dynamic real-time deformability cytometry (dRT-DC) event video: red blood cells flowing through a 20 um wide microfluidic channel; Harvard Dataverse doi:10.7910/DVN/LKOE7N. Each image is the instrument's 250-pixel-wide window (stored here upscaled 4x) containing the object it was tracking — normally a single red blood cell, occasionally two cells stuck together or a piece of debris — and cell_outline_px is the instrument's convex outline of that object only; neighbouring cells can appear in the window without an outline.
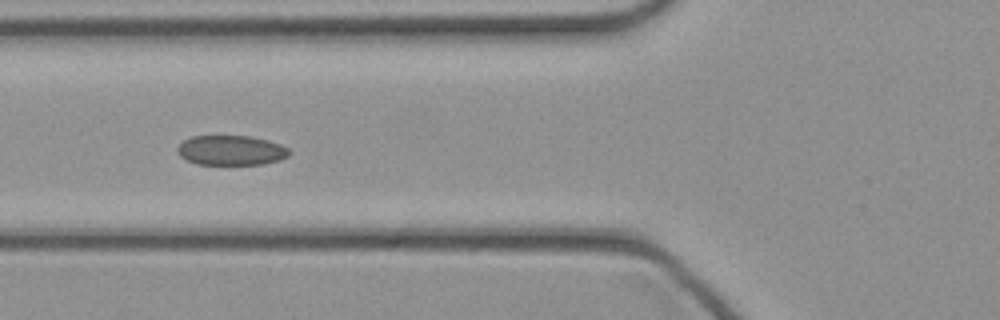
{"species": "common noctule bat (a hibernating species)", "species_latin": "Nyctalus noctula", "temperature_condition": "cold", "stored_images_in_passage": 20, "camera_frame_rate_fps": 3000, "um_per_image_px": 0.085, "animal": {"sex": "female", "body_mass_g": 21.9}, "frame": {"image": 1, "passage_image": 6, "time_ms": 1.667, "image_size_px": [1000, 320], "cell_outline_px": [[292, 152], [288, 156], [280, 160], [264, 164], [196, 164], [180, 156], [176, 148], [184, 140], [192, 136], [252, 136], [268, 140], [280, 144], [288, 148]], "centroid_in_image_um": [19.67, 12.77], "position_along_channel_um": 106.1, "area_um2": 19.48}}
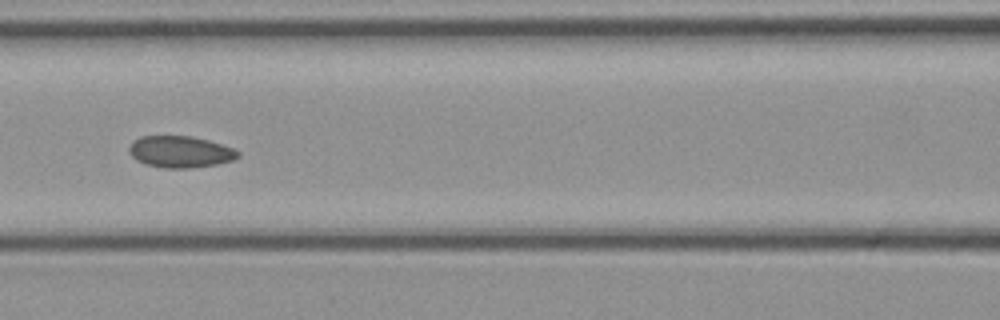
{"frame": {"image": 2, "passage_image": 9, "time_ms": 2.667, "image_size_px": [1000, 320], "cell_outline_px": [[240, 156], [232, 160], [216, 164], [188, 168], [164, 168], [144, 164], [136, 160], [128, 152], [128, 148], [132, 140], [140, 136], [192, 136], [208, 140], [232, 148], [240, 152]], "centroid_in_image_um": [15.27, 12.9], "position_along_channel_um": 151.3, "area_um2": 20.11}}
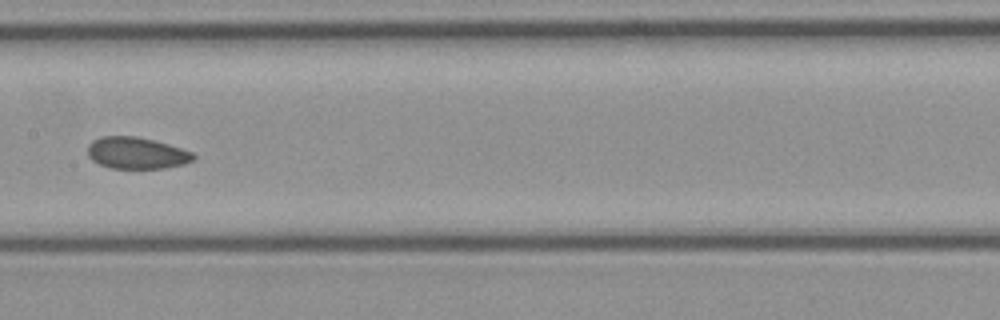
{"frame": {"image": 3, "passage_image": 12, "time_ms": 3.667, "image_size_px": [1000, 320], "cell_outline_px": [[196, 156], [192, 160], [184, 164], [164, 168], [112, 168], [100, 164], [92, 160], [88, 156], [88, 144], [92, 140], [100, 136], [136, 136], [168, 144], [192, 152]], "centroid_in_image_um": [11.58, 13.0], "position_along_channel_um": 195.8, "area_um2": 19.42}}